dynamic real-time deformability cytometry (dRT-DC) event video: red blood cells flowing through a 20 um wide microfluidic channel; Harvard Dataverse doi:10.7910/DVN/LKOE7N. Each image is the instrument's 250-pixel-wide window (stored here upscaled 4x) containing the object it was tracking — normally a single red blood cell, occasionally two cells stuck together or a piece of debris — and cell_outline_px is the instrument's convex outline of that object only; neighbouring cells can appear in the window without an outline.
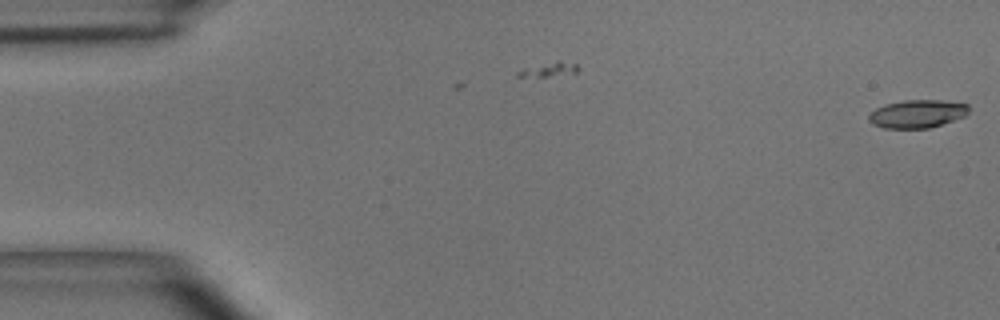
{"species": "common noctule bat (a hibernating species)", "species_latin": "Nyctalus noctula", "temperature_condition": "room temperature", "stored_images_in_passage": 2, "camera_frame_rate_fps": 3000, "um_per_image_px": 0.085, "animal": {"sex": "male", "body_mass_g": 15.6}, "frame": {"image": 1, "passage_image": 2, "time_ms": 0.333, "image_size_px": [1000, 320], "cell_outline_px": [[968, 112], [964, 116], [928, 128], [884, 128], [872, 124], [868, 120], [868, 116], [876, 108], [884, 104], [904, 100], [940, 100], [968, 104]], "centroid_in_image_um": [77.93, 9.67], "position_along_channel_um": 7.1, "area_um2": 16.18}}